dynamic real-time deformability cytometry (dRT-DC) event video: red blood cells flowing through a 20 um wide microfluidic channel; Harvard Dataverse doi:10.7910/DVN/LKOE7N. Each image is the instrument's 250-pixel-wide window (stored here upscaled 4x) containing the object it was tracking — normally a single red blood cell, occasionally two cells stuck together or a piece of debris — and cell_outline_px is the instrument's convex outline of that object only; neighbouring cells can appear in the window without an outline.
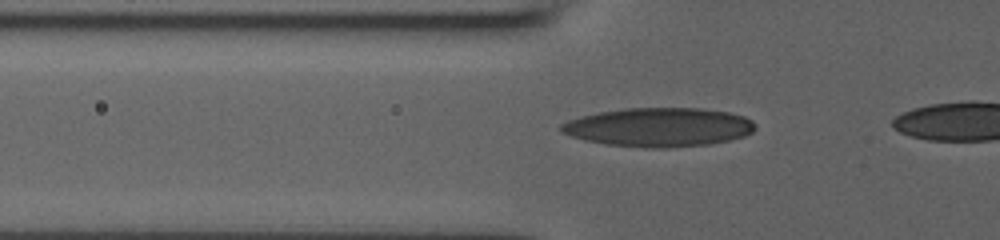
{"species": "human", "species_latin": "Homo sapiens", "temperature_condition": "room temperature", "stored_images_in_passage": 20, "camera_frame_rate_fps": 3000, "um_per_image_px": 0.085, "donor": {"sex": "male"}, "frame": {"image": 1, "passage_image": 17, "time_ms": 5.333, "image_size_px": [1000, 240], "cell_outline_px": [[756, 128], [752, 132], [744, 136], [728, 140], [708, 144], [668, 148], [644, 148], [608, 144], [584, 140], [560, 132], [560, 124], [568, 120], [580, 116], [600, 112], [624, 108], [700, 108], [728, 112], [744, 116], [752, 120]], "centroid_in_image_um": [55.99, 10.81], "position_along_channel_um": 69.8, "area_um2": 44.04}}